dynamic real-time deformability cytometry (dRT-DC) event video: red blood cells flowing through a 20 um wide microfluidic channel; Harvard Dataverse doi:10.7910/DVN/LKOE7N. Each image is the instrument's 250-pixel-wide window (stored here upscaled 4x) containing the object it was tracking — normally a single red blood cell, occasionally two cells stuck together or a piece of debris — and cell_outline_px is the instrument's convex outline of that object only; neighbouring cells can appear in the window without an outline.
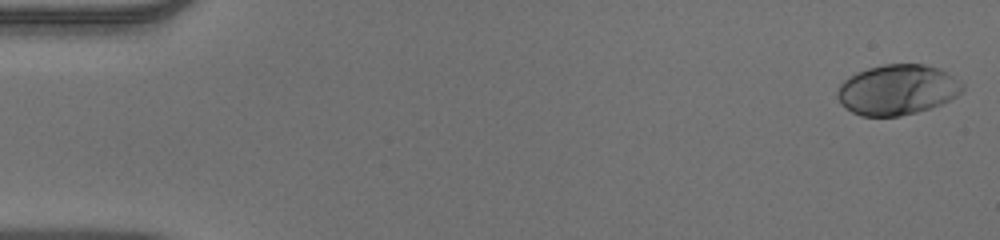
{"species": "human", "species_latin": "Homo sapiens", "temperature_condition": "warm", "stored_images_in_passage": 53, "camera_frame_rate_fps": 3000, "um_per_image_px": 0.085, "donor": {"sex": "male"}, "frame": {"image": 1, "passage_image": 1, "time_ms": 0.0, "image_size_px": [1000, 240], "cell_outline_px": [[964, 88], [956, 96], [940, 104], [916, 112], [900, 116], [860, 116], [852, 112], [840, 104], [836, 96], [836, 92], [840, 84], [844, 80], [856, 72], [868, 68], [884, 64], [924, 64], [940, 68], [964, 84]], "centroid_in_image_um": [76.23, 7.62], "position_along_channel_um": 8.8, "area_um2": 36.65}}
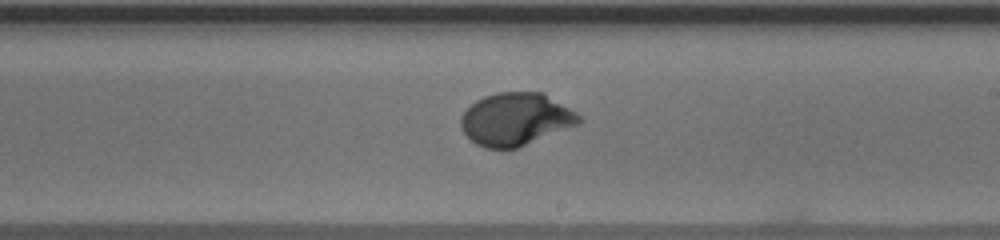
{"frame": {"image": 2, "passage_image": 31, "time_ms": 10.0, "image_size_px": [1000, 240], "cell_outline_px": [[584, 120], [580, 124], [520, 148], [484, 148], [476, 144], [460, 128], [460, 116], [476, 100], [484, 96], [500, 92], [544, 92], [576, 112]], "centroid_in_image_um": [43.87, 10.14], "position_along_channel_um": 245.1, "area_um2": 36.59}}
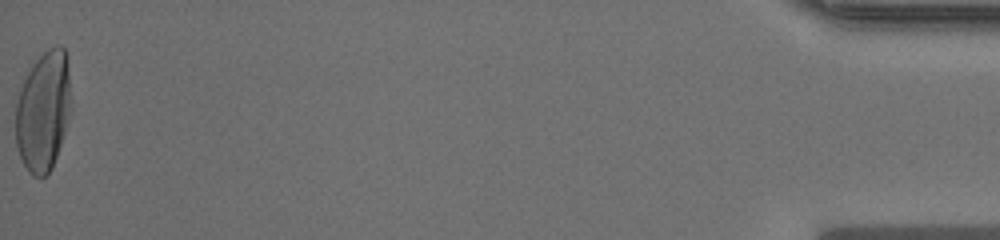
{"frame": {"image": 3, "passage_image": 53, "time_ms": 17.333, "image_size_px": [1000, 240], "cell_outline_px": [[68, 112], [64, 132], [52, 168], [44, 176], [32, 176], [28, 172], [20, 156], [16, 144], [16, 104], [20, 88], [32, 64], [48, 48], [56, 44], [60, 44], [64, 48], [68, 56]], "centroid_in_image_um": [3.65, 9.42], "position_along_channel_um": 431.6, "area_um2": 37.97}, "authors_computed_cell_mechanics": {"area_um2": 35.8938, "velocity_mm_per_s": 3.8801, "shape_relaxation_time_tau1_ms": 3.4512, "shape_relaxation_time_tau2_ms": null, "deformation_change_tau1": 0.2208, "deformation_change_tau2": null}}